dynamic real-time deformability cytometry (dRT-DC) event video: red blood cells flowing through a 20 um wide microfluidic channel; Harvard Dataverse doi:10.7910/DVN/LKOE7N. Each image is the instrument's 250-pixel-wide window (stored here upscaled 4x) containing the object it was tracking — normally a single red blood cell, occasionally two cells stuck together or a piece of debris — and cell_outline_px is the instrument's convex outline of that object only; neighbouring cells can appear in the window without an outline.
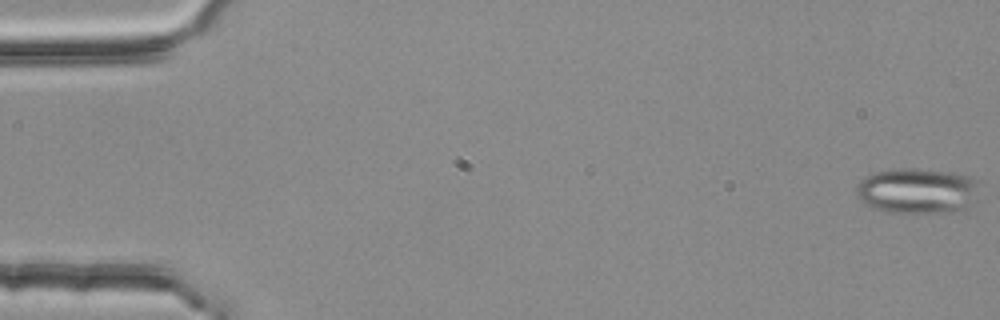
{"species": "common noctule bat (a hibernating species)", "species_latin": "Nyctalus noctula", "temperature_condition": "room temperature", "stored_images_in_passage": 55, "segment_of_instrument_passage": [1, 2], "camera_frame_rate_fps": 3000, "um_per_image_px": 0.085, "animal": {"sex": "female", "body_mass_g": 25.1}, "frame": {"image": 1, "passage_image": 1, "time_ms": 0.0, "image_size_px": [1000, 320], "cell_outline_px": [[976, 200], [964, 208], [928, 212], [892, 212], [876, 208], [868, 204], [856, 196], [856, 188], [860, 180], [876, 172], [896, 168], [916, 168], [952, 172], [972, 176], [976, 180]], "centroid_in_image_um": [77.95, 16.18], "position_along_channel_um": 7.0, "area_um2": 31.96}}